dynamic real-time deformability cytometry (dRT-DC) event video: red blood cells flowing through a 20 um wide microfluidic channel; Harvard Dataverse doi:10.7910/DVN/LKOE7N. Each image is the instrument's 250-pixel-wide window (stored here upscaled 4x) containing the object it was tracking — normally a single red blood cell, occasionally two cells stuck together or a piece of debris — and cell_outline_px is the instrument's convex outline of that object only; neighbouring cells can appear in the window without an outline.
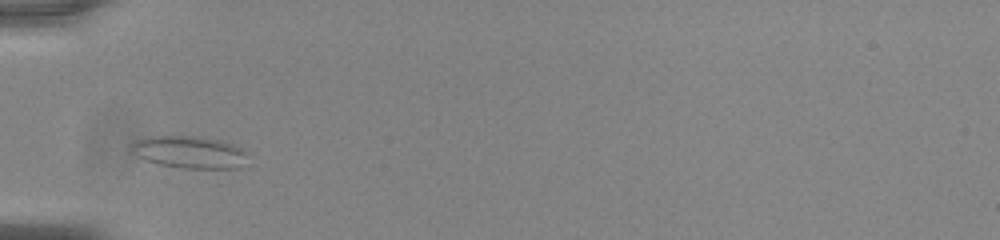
{"species": "common noctule bat (a hibernating species)", "species_latin": "Nyctalus noctula", "temperature_condition": "room temperature", "stored_images_in_passage": 37, "camera_frame_rate_fps": 3000, "um_per_image_px": 0.085, "animal": {"sex": "male", "body_mass_g": 20.0, "forearm_length_mm": 53.3}, "frame": {"image": 1, "passage_image": 1, "time_ms": 0.0, "image_size_px": [1000, 240], "cell_outline_px": [[244, 152], [236, 168], [184, 168], [160, 164], [144, 160], [132, 152], [132, 144], [136, 140], [148, 136], [200, 136], [224, 140], [240, 148]], "centroid_in_image_um": [16.0, 12.9], "position_along_channel_um": 69.0, "area_um2": 21.33}}
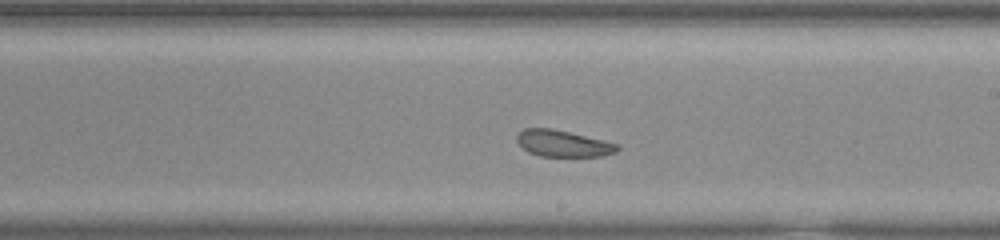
{"frame": {"image": 2, "passage_image": 15, "time_ms": 4.667, "image_size_px": [1000, 240], "cell_outline_px": [[620, 148], [616, 152], [600, 156], [540, 156], [528, 152], [516, 140], [516, 136], [524, 128], [552, 128], [620, 144]], "centroid_in_image_um": [47.87, 12.19], "position_along_channel_um": 241.1, "area_um2": 15.43}}
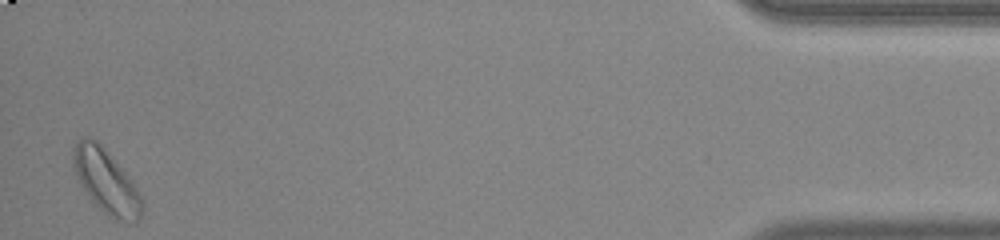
{"frame": {"image": 3, "passage_image": 36, "time_ms": 11.667, "image_size_px": [1000, 240], "cell_outline_px": [[144, 208], [140, 216], [136, 220], [128, 224], [116, 220], [100, 208], [88, 196], [80, 184], [76, 176], [72, 164], [72, 152], [76, 144], [84, 136], [88, 136], [96, 140], [104, 148], [132, 180], [144, 204]], "centroid_in_image_um": [9.02, 15.42], "position_along_channel_um": 426.2, "area_um2": 25.43}, "authors_computed_cell_mechanics": {"area_um2": 17.4556, "velocity_mm_per_s": 3.7326, "shape_relaxation_time_tau1_ms": null, "shape_relaxation_time_tau2_ms": 4.3986, "deformation_change_tau1": null, "deformation_change_tau2": 0.125}}